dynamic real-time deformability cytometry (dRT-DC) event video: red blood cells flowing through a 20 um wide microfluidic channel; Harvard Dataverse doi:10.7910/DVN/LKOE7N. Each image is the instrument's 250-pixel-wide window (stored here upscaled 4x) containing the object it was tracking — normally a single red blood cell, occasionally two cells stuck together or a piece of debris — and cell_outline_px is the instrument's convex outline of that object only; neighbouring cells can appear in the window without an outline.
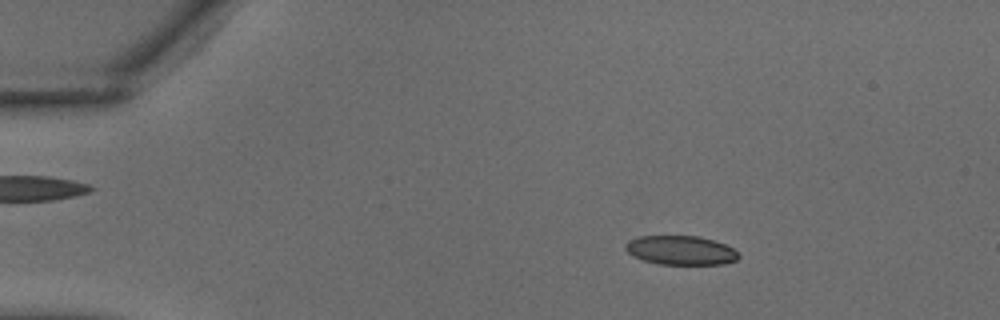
{"species": "common noctule bat (a hibernating species)", "species_latin": "Nyctalus noctula", "temperature_condition": "warm", "stored_images_in_passage": 36, "camera_frame_rate_fps": 3000, "um_per_image_px": 0.085, "animal": {"sex": "male", "body_mass_g": 18.8}, "frame": {"image": 1, "passage_image": 6, "time_ms": 1.667, "image_size_px": [1000, 320], "cell_outline_px": [[740, 256], [736, 260], [724, 264], [660, 264], [644, 260], [632, 256], [624, 248], [624, 244], [628, 240], [640, 236], [696, 236], [712, 240], [724, 244], [732, 248]], "centroid_in_image_um": [57.82, 21.27], "position_along_channel_um": 27.2, "area_um2": 19.07}}
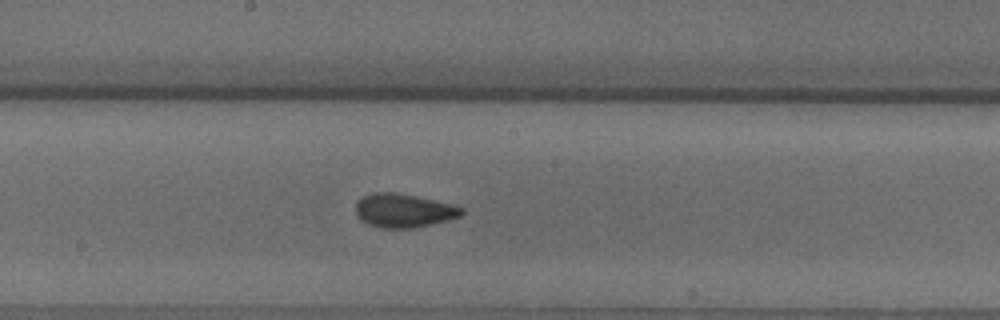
{"frame": {"image": 2, "passage_image": 20, "time_ms": 6.333, "image_size_px": [1000, 320], "cell_outline_px": [[464, 212], [460, 216], [448, 220], [432, 224], [412, 228], [384, 228], [368, 224], [360, 220], [356, 216], [356, 200], [360, 196], [372, 192], [396, 192], [416, 196], [452, 204], [464, 208]], "centroid_in_image_um": [34.27, 17.88], "position_along_channel_um": 213.9, "area_um2": 21.04}}
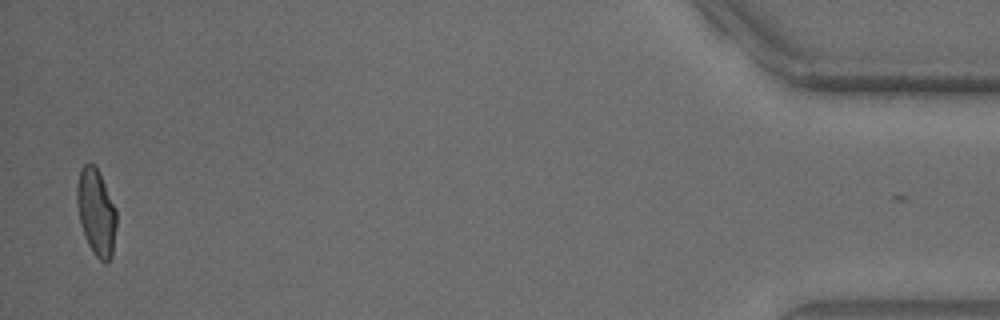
{"frame": {"image": 3, "passage_image": 36, "time_ms": 11.667, "image_size_px": [1000, 320], "cell_outline_px": [[116, 228], [112, 256], [108, 264], [104, 264], [96, 256], [88, 244], [80, 220], [76, 200], [76, 188], [80, 168], [84, 164], [92, 164], [100, 172], [116, 208]], "centroid_in_image_um": [8.19, 18.04], "position_along_channel_um": 427.0, "area_um2": 20.0}}